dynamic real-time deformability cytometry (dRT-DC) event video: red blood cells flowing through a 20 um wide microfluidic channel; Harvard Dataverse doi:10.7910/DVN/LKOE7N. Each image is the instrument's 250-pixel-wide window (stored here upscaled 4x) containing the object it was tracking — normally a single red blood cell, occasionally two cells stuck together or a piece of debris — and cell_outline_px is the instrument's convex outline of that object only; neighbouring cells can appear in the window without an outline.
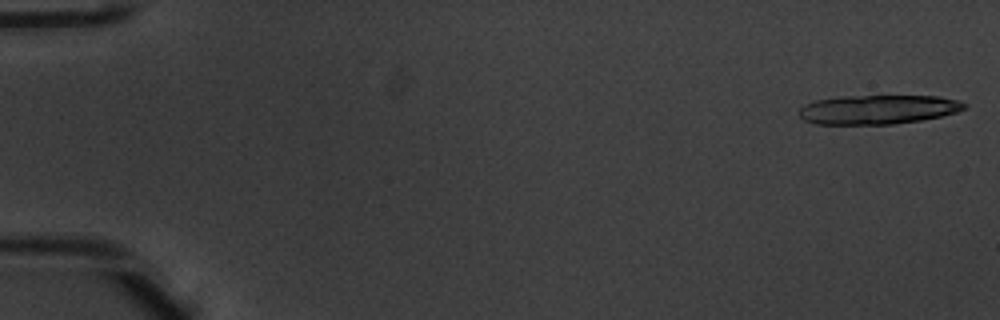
{"species": "common noctule bat (a hibernating species)", "species_latin": "Nyctalus noctula", "temperature_condition": "warm", "stored_images_in_passage": 10, "camera_frame_rate_fps": 3000, "um_per_image_px": 0.085, "animal": {"sex": "male", "body_mass_g": 20.1, "forearm_length_mm": 53.5}, "frame": {"image": 1, "passage_image": 1, "time_ms": 0.0, "image_size_px": [1000, 320], "cell_outline_px": [[968, 104], [964, 108], [956, 112], [940, 116], [920, 120], [892, 124], [816, 124], [804, 120], [800, 116], [800, 108], [804, 104], [816, 100], [844, 96], [940, 96], [960, 100]], "centroid_in_image_um": [74.64, 9.3], "position_along_channel_um": 10.4, "area_um2": 28.03}}